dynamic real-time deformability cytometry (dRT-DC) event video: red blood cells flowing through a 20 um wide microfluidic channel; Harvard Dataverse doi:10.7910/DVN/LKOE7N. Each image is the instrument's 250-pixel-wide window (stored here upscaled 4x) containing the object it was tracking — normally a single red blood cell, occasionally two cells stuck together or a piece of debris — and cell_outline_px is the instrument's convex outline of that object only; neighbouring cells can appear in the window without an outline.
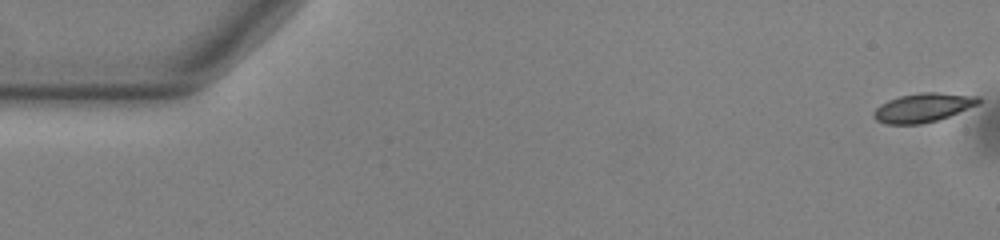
{"species": "common noctule bat (a hibernating species)", "species_latin": "Nyctalus noctula", "temperature_condition": "warm", "stored_images_in_passage": 54, "camera_frame_rate_fps": 3000, "um_per_image_px": 0.085, "animal": {"sex": "male", "body_mass_g": 13.0, "forearm_length_mm": 53.1}, "frame": {"image": 1, "passage_image": 1, "time_ms": 0.0, "image_size_px": [1000, 240], "cell_outline_px": [[980, 104], [940, 120], [920, 124], [884, 124], [876, 120], [872, 116], [872, 112], [880, 104], [888, 100], [900, 96], [920, 92], [940, 92], [980, 96]], "centroid_in_image_um": [78.47, 9.15], "position_along_channel_um": 6.5, "area_um2": 18.03}}
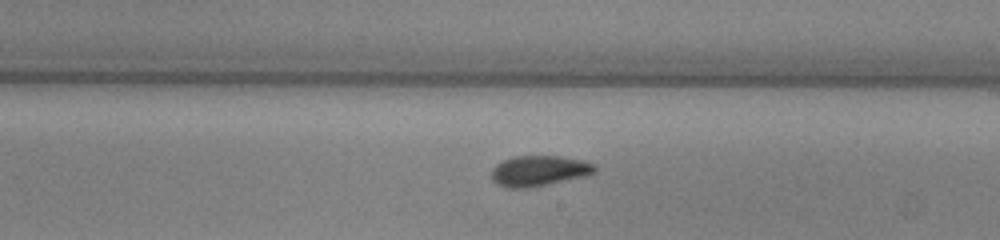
{"frame": {"image": 2, "passage_image": 31, "time_ms": 10.0, "image_size_px": [1000, 240], "cell_outline_px": [[596, 172], [584, 176], [528, 188], [504, 188], [496, 184], [492, 180], [492, 168], [496, 164], [512, 156], [560, 156], [580, 160], [596, 164]], "centroid_in_image_um": [45.78, 14.52], "position_along_channel_um": 243.2, "area_um2": 18.38}}
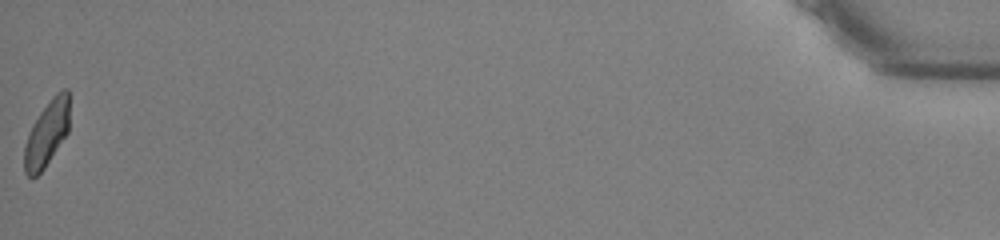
{"frame": {"image": 3, "passage_image": 54, "time_ms": 17.667, "image_size_px": [1000, 240], "cell_outline_px": [[68, 132], [44, 168], [36, 176], [28, 176], [24, 172], [24, 144], [28, 132], [32, 124], [40, 112], [52, 96], [56, 92], [64, 88], [68, 88]], "centroid_in_image_um": [3.95, 11.34], "position_along_channel_um": 431.2, "area_um2": 17.17}, "authors_computed_cell_mechanics": {"area_um2": 18.0047, "velocity_mm_per_s": 3.8354, "shape_relaxation_time_tau1_ms": 3.5645, "shape_relaxation_time_tau2_ms": 2.3629, "deformation_change_tau1": 0.1272, "deformation_change_tau2": 0.0721}}